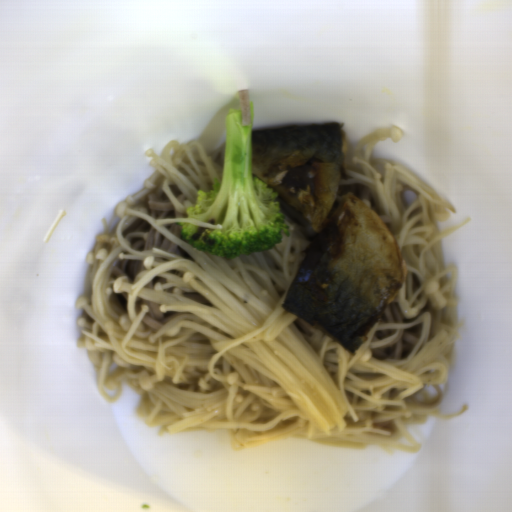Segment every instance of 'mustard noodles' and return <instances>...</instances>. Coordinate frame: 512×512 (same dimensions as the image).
I'll list each match as a JSON object with an SVG mask.
<instances>
[{"label": "mustard noodles", "instance_id": "obj_1", "mask_svg": "<svg viewBox=\"0 0 512 512\" xmlns=\"http://www.w3.org/2000/svg\"><path fill=\"white\" fill-rule=\"evenodd\" d=\"M238 104L241 112V126H248L251 124V108L249 90L243 89L238 92Z\"/></svg>", "mask_w": 512, "mask_h": 512}]
</instances>
